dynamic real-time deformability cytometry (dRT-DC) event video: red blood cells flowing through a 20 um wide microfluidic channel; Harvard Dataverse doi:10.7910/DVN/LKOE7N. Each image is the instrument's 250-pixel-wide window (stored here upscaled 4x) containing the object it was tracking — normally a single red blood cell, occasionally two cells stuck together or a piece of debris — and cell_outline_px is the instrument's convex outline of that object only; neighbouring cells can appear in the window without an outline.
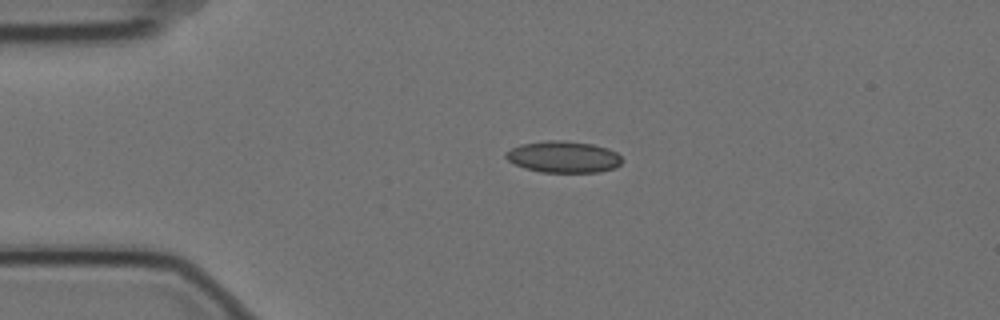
{"species": "Egyptian fruit bat (a non-hibernating species)", "species_latin": "Rousettus aegyptiacus", "temperature_condition": "cold", "stored_images_in_passage": 3, "camera_frame_rate_fps": 3000, "um_per_image_px": 0.085, "animal": {"sex": "female"}, "frame": {"image": 1, "passage_image": 1, "time_ms": 0.0, "image_size_px": [1000, 320], "cell_outline_px": [[620, 164], [616, 168], [600, 172], [540, 172], [524, 168], [508, 160], [504, 156], [504, 152], [520, 144], [544, 140], [564, 140], [592, 144], [608, 148], [616, 152], [620, 156]], "centroid_in_image_um": [47.87, 13.33], "position_along_channel_um": 37.1, "area_um2": 21.5}}